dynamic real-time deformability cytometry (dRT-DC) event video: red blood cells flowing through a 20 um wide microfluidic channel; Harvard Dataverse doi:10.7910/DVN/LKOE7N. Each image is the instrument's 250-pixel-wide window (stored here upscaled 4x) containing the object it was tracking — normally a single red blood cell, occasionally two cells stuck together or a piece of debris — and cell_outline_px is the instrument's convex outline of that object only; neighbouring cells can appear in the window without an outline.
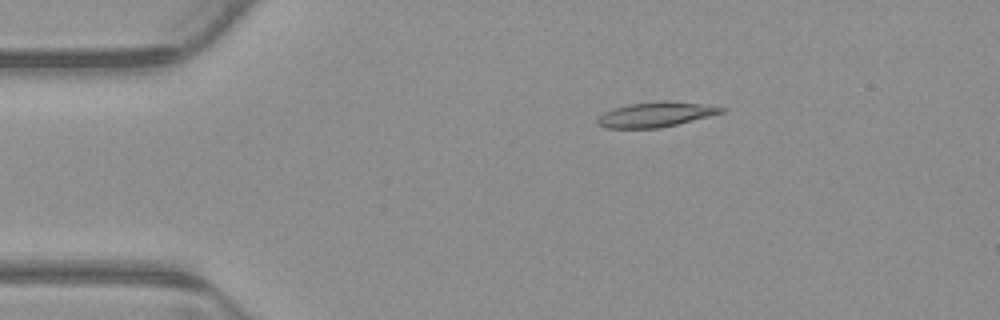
{"species": "common noctule bat (a hibernating species)", "species_latin": "Nyctalus noctula", "temperature_condition": "warm", "stored_images_in_passage": 6, "camera_frame_rate_fps": 3000, "um_per_image_px": 0.085, "animal": {"sex": "male", "body_mass_g": 23.1, "forearm_length_mm": 52.7}, "frame": {"image": 1, "passage_image": 3, "time_ms": 0.667, "image_size_px": [1000, 320], "cell_outline_px": [[728, 108], [724, 112], [660, 128], [604, 128], [596, 124], [596, 120], [604, 112], [628, 104], [660, 100], [664, 100], [704, 104]], "centroid_in_image_um": [55.72, 9.72], "position_along_channel_um": 29.3, "area_um2": 17.98}}
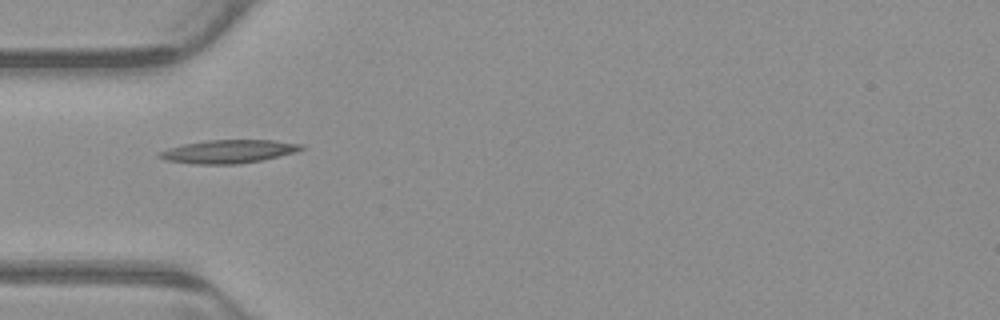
{"frame": {"image": 2, "passage_image": 5, "time_ms": 1.333, "image_size_px": [1000, 320], "cell_outline_px": [[304, 148], [296, 152], [260, 160], [240, 164], [192, 164], [164, 160], [156, 156], [160, 152], [168, 148], [184, 144], [208, 140], [272, 140], [300, 144]], "centroid_in_image_um": [19.37, 12.88], "position_along_channel_um": 65.6, "area_um2": 19.13}}
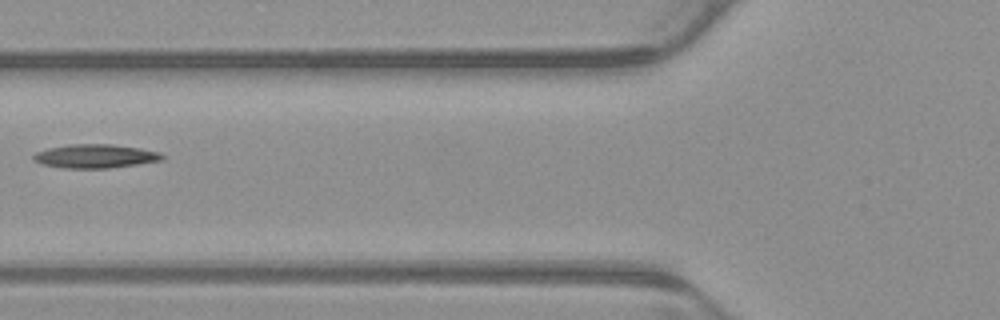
{"frame": {"image": 3, "passage_image": 6, "time_ms": 1.667, "image_size_px": [1000, 320], "cell_outline_px": [[168, 156], [164, 160], [108, 168], [60, 168], [44, 164], [32, 160], [32, 156], [36, 152], [48, 148], [68, 144], [112, 144], [140, 148], [160, 152]], "centroid_in_image_um": [8.13, 13.27], "position_along_channel_um": 117.7, "area_um2": 17.98}}